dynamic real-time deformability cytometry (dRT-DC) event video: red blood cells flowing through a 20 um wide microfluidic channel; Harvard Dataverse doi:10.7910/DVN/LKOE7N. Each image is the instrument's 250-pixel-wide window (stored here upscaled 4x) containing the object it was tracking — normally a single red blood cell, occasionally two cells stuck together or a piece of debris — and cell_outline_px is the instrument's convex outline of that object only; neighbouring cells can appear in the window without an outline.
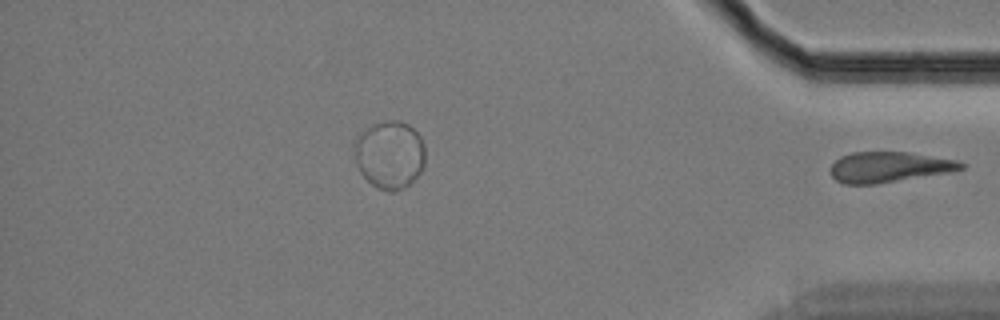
{"species": "Egyptian fruit bat (a non-hibernating species)", "species_latin": "Rousettus aegyptiacus", "temperature_condition": "cold", "stored_images_in_passage": 41, "segment_of_instrument_passage": [2, 2], "camera_frame_rate_fps": 3000, "um_per_image_px": 0.085, "animal": {"sex": "female"}, "frame": {"image": 1, "passage_image": 41, "time_ms": 13.333, "image_size_px": [1000, 320], "cell_outline_px": [[964, 168], [948, 172], [876, 184], [844, 184], [836, 180], [832, 176], [832, 164], [840, 156], [852, 152], [908, 152], [960, 160], [964, 164]], "centroid_in_image_um": [75.57, 14.19], "position_along_channel_um": 359.6, "area_um2": 23.06}}